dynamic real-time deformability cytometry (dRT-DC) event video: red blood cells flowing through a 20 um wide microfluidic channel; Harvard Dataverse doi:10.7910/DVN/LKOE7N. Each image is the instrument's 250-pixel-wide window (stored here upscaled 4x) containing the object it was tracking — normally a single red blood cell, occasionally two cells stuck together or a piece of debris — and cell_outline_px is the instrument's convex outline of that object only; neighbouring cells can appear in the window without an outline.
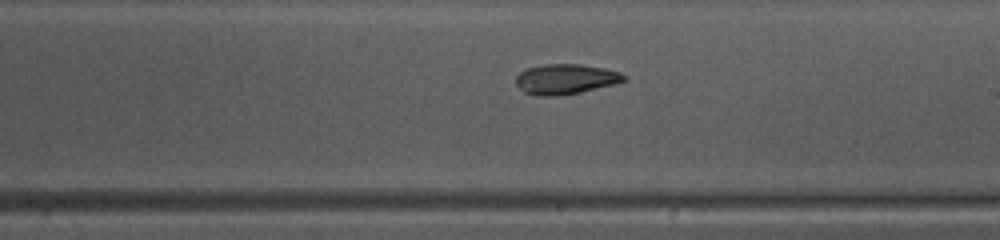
{"species": "common noctule bat (a hibernating species)", "species_latin": "Nyctalus noctula", "temperature_condition": "warm", "stored_images_in_passage": 29, "camera_frame_rate_fps": 3000, "um_per_image_px": 0.085, "animal": {"sex": "female", "body_mass_g": 10.0, "forearm_length_mm": 53.1}, "frame": {"image": 1, "passage_image": 29, "time_ms": 9.333, "image_size_px": [1000, 240], "cell_outline_px": [[628, 80], [616, 84], [580, 92], [556, 96], [536, 96], [524, 92], [516, 84], [516, 76], [520, 72], [528, 68], [544, 64], [580, 64], [604, 68], [620, 72], [628, 76]], "centroid_in_image_um": [48.11, 6.73], "position_along_channel_um": 240.9, "area_um2": 19.13}}